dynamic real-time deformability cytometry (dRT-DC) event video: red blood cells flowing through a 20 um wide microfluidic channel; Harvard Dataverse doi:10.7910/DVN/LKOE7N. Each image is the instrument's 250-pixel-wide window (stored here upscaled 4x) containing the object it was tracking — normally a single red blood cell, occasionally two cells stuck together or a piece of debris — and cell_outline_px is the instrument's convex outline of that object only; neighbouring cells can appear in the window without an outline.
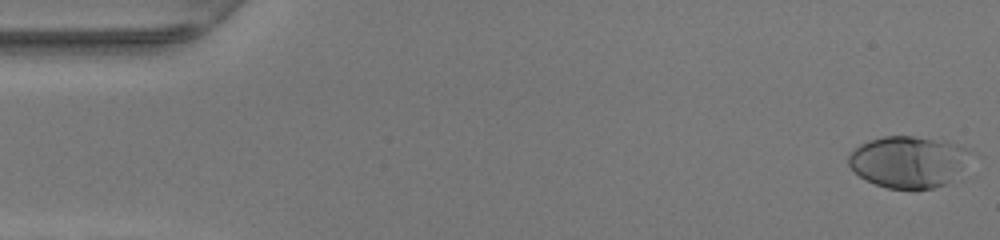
{"species": "human", "species_latin": "Homo sapiens", "temperature_condition": "warm", "stored_images_in_passage": 49, "camera_frame_rate_fps": 3000, "um_per_image_px": 0.085, "donor": {"sex": "female"}, "frame": {"image": 1, "passage_image": 1, "time_ms": 0.0, "image_size_px": [1000, 240], "cell_outline_px": [[968, 152], [948, 184], [932, 188], [888, 188], [876, 184], [860, 176], [848, 164], [848, 156], [860, 144], [868, 140], [884, 136], [912, 136], [944, 140], [956, 144], [964, 148]], "centroid_in_image_um": [77.11, 13.73], "position_along_channel_um": 7.9, "area_um2": 35.55}}
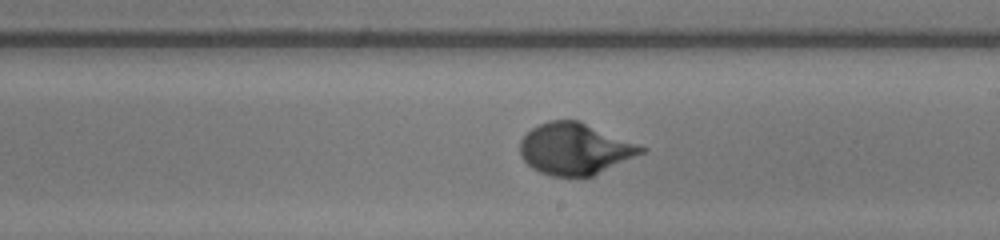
{"frame": {"image": 2, "passage_image": 28, "time_ms": 9.0, "image_size_px": [1000, 240], "cell_outline_px": [[648, 148], [644, 152], [592, 176], [552, 176], [540, 172], [532, 168], [520, 156], [520, 140], [532, 128], [548, 120], [580, 120]], "centroid_in_image_um": [48.85, 12.64], "position_along_channel_um": 240.1, "area_um2": 36.24}}
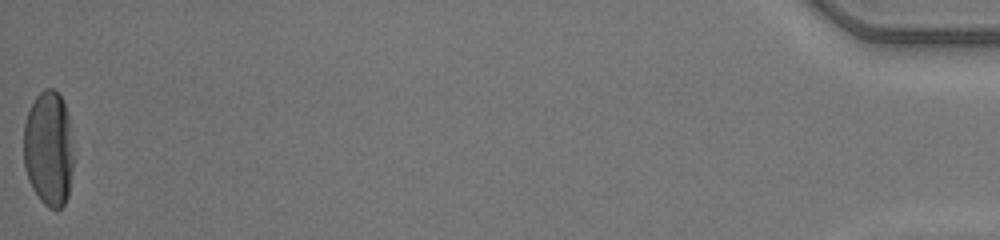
{"frame": {"image": 3, "passage_image": 49, "time_ms": 16.0, "image_size_px": [1000, 240], "cell_outline_px": [[72, 168], [68, 196], [64, 204], [60, 208], [48, 208], [40, 200], [32, 188], [28, 180], [24, 164], [24, 124], [28, 112], [36, 96], [44, 88], [52, 88], [60, 96], [68, 112], [72, 152]], "centroid_in_image_um": [4.12, 12.64], "position_along_channel_um": 431.1, "area_um2": 33.35}, "authors_computed_cell_mechanics": {"area_um2": 35.3158, "velocity_mm_per_s": 4.2308, "shape_relaxation_time_tau1_ms": 3.3619, "shape_relaxation_time_tau2_ms": null, "deformation_change_tau1": 0.2096, "deformation_change_tau2": null}}